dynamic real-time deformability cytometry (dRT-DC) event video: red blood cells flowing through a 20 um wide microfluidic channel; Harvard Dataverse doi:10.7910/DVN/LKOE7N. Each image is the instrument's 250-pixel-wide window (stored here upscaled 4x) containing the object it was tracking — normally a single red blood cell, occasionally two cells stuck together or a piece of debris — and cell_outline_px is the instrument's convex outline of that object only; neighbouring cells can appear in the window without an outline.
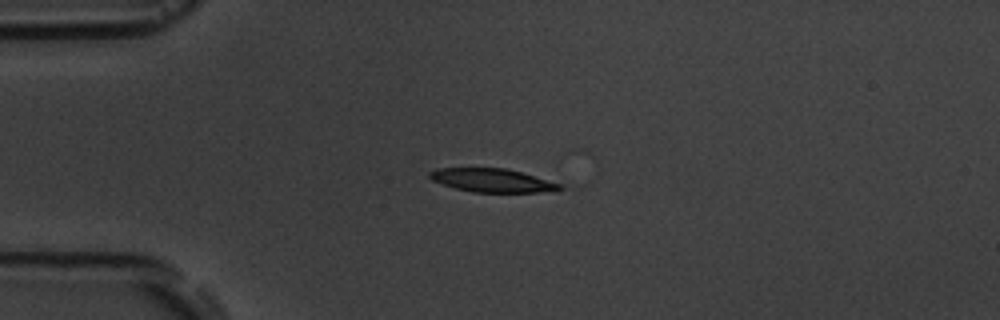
{"species": "common noctule bat (a hibernating species)", "species_latin": "Nyctalus noctula", "temperature_condition": "room temperature", "stored_images_in_passage": 7, "camera_frame_rate_fps": 3000, "um_per_image_px": 0.085, "animal": {"sex": "male", "body_mass_g": 19.5, "forearm_length_mm": 54.6}, "frame": {"image": 1, "passage_image": 1, "time_ms": 0.0, "image_size_px": [1000, 320], "cell_outline_px": [[564, 188], [556, 192], [472, 192], [456, 188], [432, 180], [428, 176], [428, 172], [436, 168], [504, 168], [520, 172], [560, 184]], "centroid_in_image_um": [41.83, 15.34], "position_along_channel_um": 43.2, "area_um2": 17.69}}
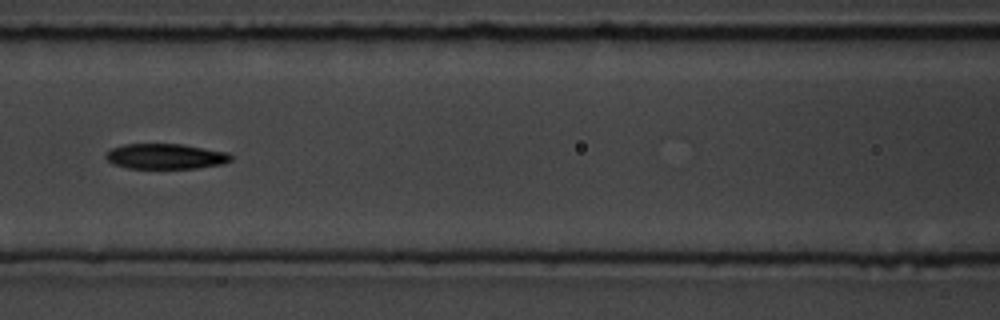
{"frame": {"image": 2, "passage_image": 4, "time_ms": 3.667, "image_size_px": [1000, 320], "cell_outline_px": [[232, 160], [220, 164], [196, 168], [128, 168], [112, 164], [104, 156], [104, 152], [112, 148], [124, 144], [180, 144], [228, 152], [232, 156]], "centroid_in_image_um": [14.03, 13.29], "position_along_channel_um": 152.6, "area_um2": 18.44}}
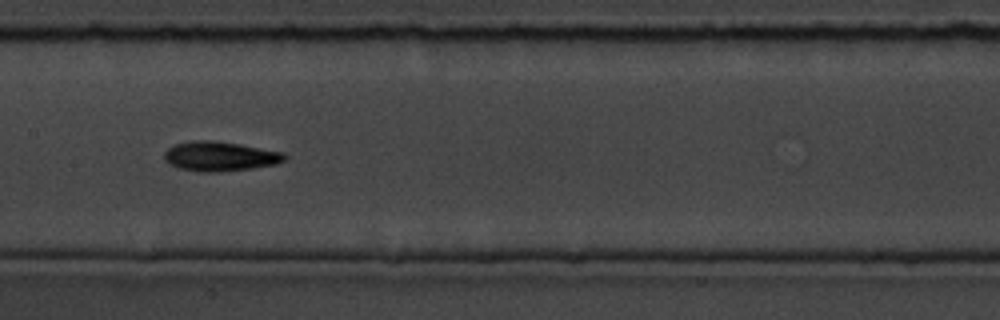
{"frame": {"image": 3, "passage_image": 5, "time_ms": 4.667, "image_size_px": [1000, 320], "cell_outline_px": [[288, 156], [284, 160], [276, 164], [252, 168], [220, 172], [200, 172], [176, 168], [168, 164], [164, 160], [164, 152], [168, 148], [176, 144], [192, 140], [212, 140], [240, 144], [284, 152]], "centroid_in_image_um": [18.67, 13.29], "position_along_channel_um": 188.7, "area_um2": 20.98}}